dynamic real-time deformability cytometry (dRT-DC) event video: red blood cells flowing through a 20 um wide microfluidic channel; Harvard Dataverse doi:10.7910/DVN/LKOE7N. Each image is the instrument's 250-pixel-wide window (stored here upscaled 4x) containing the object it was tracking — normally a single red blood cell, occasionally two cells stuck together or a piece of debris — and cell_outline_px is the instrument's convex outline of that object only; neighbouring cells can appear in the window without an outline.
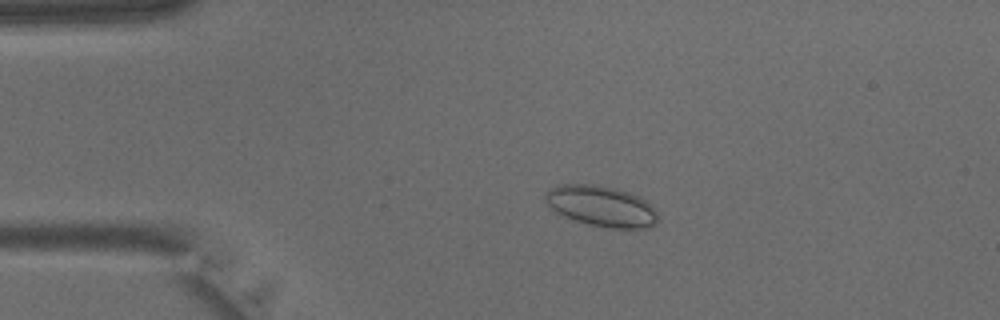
{"species": "common noctule bat (a hibernating species)", "species_latin": "Nyctalus noctula", "temperature_condition": "warm", "stored_images_in_passage": 41, "camera_frame_rate_fps": 3000, "um_per_image_px": 0.085, "animal": {"sex": "male", "body_mass_g": 15.6}, "frame": {"image": 1, "passage_image": 8, "time_ms": 2.333, "image_size_px": [1000, 320], "cell_outline_px": [[656, 224], [648, 228], [612, 228], [588, 224], [564, 216], [556, 212], [544, 200], [544, 192], [560, 184], [596, 184], [616, 188], [640, 196], [652, 204], [656, 212]], "centroid_in_image_um": [51.12, 17.51], "position_along_channel_um": 33.9, "area_um2": 26.82}}
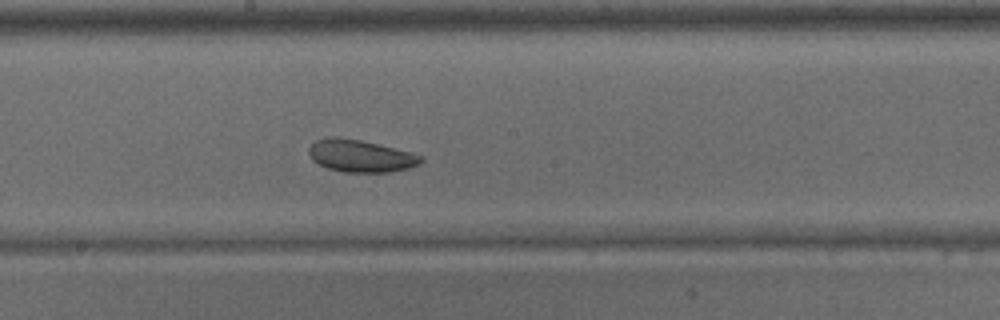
{"frame": {"image": 2, "passage_image": 22, "time_ms": 7.0, "image_size_px": [1000, 320], "cell_outline_px": [[424, 160], [420, 164], [408, 168], [388, 172], [344, 172], [328, 168], [312, 160], [308, 152], [308, 148], [316, 140], [328, 136], [336, 136], [360, 140], [412, 152], [424, 156]], "centroid_in_image_um": [30.66, 13.24], "position_along_channel_um": 217.5, "area_um2": 21.15}}
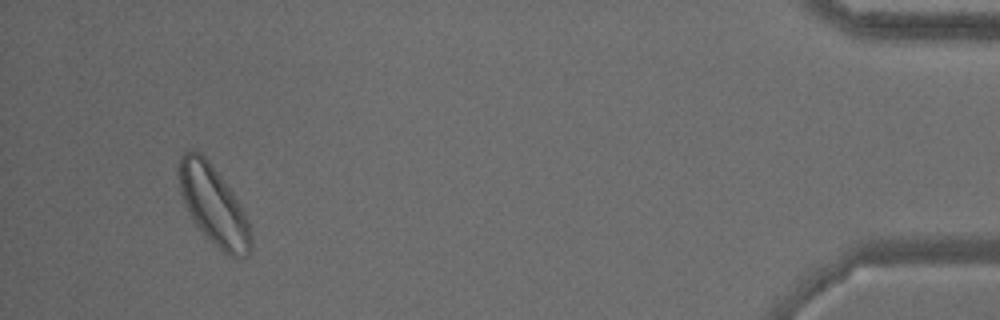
{"frame": {"image": 3, "passage_image": 39, "time_ms": 12.667, "image_size_px": [1000, 320], "cell_outline_px": [[252, 248], [248, 256], [236, 260], [228, 256], [208, 240], [204, 236], [196, 224], [184, 204], [180, 192], [176, 172], [176, 168], [180, 156], [188, 148], [192, 148], [200, 152], [208, 160], [232, 192], [240, 204], [248, 220], [252, 236]], "centroid_in_image_um": [18.13, 17.46], "position_along_channel_um": 417.1, "area_um2": 33.87}}